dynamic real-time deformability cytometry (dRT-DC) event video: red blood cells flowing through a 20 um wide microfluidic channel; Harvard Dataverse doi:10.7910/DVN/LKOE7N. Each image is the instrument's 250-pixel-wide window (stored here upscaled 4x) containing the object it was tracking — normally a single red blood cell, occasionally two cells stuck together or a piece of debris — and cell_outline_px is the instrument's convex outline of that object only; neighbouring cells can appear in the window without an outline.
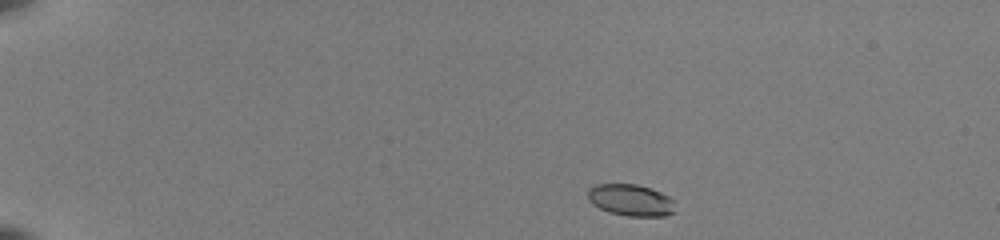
{"species": "common noctule bat (a hibernating species)", "species_latin": "Nyctalus noctula", "temperature_condition": "room temperature", "stored_images_in_passage": 43, "camera_frame_rate_fps": 3000, "um_per_image_px": 0.085, "animal": {"sex": "female", "body_mass_g": 22.0, "forearm_length_mm": 56.7}, "frame": {"image": 1, "passage_image": 1, "time_ms": 0.0, "image_size_px": [1000, 240], "cell_outline_px": [[672, 212], [664, 216], [628, 216], [608, 212], [592, 204], [588, 200], [588, 188], [592, 184], [636, 184], [652, 188], [668, 196], [672, 200]], "centroid_in_image_um": [53.54, 16.99], "position_along_channel_um": 31.5, "area_um2": 16.07}}
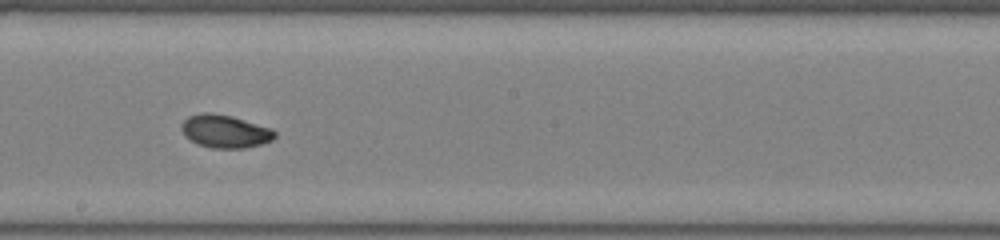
{"frame": {"image": 2, "passage_image": 23, "time_ms": 7.333, "image_size_px": [1000, 240], "cell_outline_px": [[276, 136], [272, 140], [260, 144], [244, 148], [212, 148], [196, 144], [184, 136], [180, 128], [180, 124], [188, 116], [204, 112], [212, 112], [232, 116], [272, 128], [276, 132]], "centroid_in_image_um": [19.1, 11.15], "position_along_channel_um": 229.1, "area_um2": 18.15}}
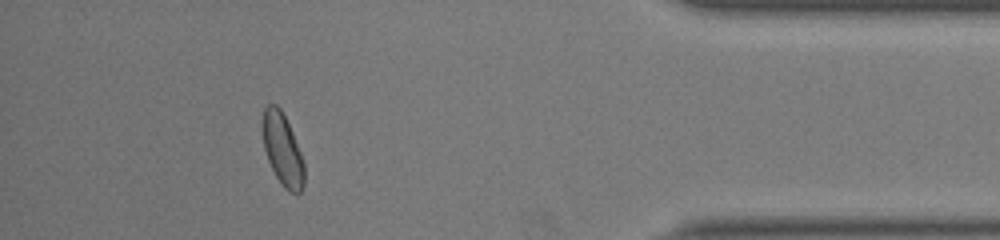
{"frame": {"image": 3, "passage_image": 39, "time_ms": 12.667, "image_size_px": [1000, 240], "cell_outline_px": [[304, 184], [300, 192], [288, 192], [280, 184], [268, 160], [264, 148], [264, 108], [268, 104], [276, 104], [280, 108], [292, 132], [300, 152], [304, 164]], "centroid_in_image_um": [24.03, 12.75], "position_along_channel_um": 411.2, "area_um2": 16.99}, "authors_computed_cell_mechanics": {"area_um2": 17.5134, "velocity_mm_per_s": 4.0085, "shape_relaxation_time_tau1_ms": 3.1256, "shape_relaxation_time_tau2_ms": 3.6453, "deformation_change_tau1": 0.1148, "deformation_change_tau2": 0.0602}}